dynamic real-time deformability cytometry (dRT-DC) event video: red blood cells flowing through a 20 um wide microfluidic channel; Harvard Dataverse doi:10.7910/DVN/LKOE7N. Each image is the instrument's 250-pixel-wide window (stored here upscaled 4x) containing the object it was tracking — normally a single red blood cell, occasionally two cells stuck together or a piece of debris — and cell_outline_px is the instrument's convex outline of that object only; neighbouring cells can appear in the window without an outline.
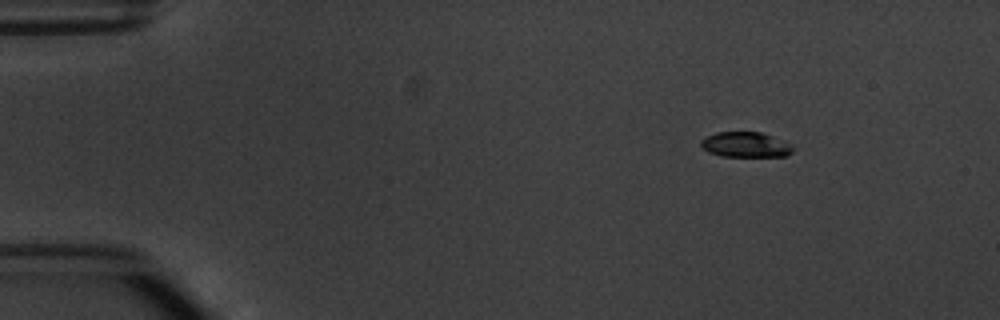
{"species": "common noctule bat (a hibernating species)", "species_latin": "Nyctalus noctula", "temperature_condition": "warm", "stored_images_in_passage": 4, "camera_frame_rate_fps": 3000, "um_per_image_px": 0.085, "animal": {"sex": "male", "body_mass_g": 20.1, "forearm_length_mm": 53.5}, "frame": {"image": 1, "passage_image": 1, "time_ms": 0.0, "image_size_px": [1000, 320], "cell_outline_px": [[796, 148], [788, 156], [720, 156], [708, 152], [700, 144], [700, 140], [716, 132], [760, 132], [772, 136], [792, 144]], "centroid_in_image_um": [63.41, 12.3], "position_along_channel_um": 21.6, "area_um2": 13.58}}
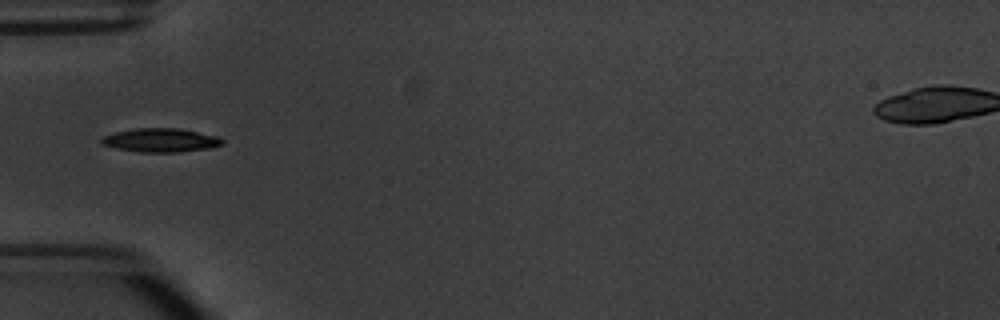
{"frame": {"image": 2, "passage_image": 4, "time_ms": 3.667, "image_size_px": [1000, 320], "cell_outline_px": [[224, 144], [212, 148], [180, 152], [140, 152], [116, 148], [100, 144], [100, 140], [104, 136], [116, 132], [136, 128], [176, 128], [216, 136], [224, 140]], "centroid_in_image_um": [13.66, 11.93], "position_along_channel_um": 71.3, "area_um2": 16.65}}